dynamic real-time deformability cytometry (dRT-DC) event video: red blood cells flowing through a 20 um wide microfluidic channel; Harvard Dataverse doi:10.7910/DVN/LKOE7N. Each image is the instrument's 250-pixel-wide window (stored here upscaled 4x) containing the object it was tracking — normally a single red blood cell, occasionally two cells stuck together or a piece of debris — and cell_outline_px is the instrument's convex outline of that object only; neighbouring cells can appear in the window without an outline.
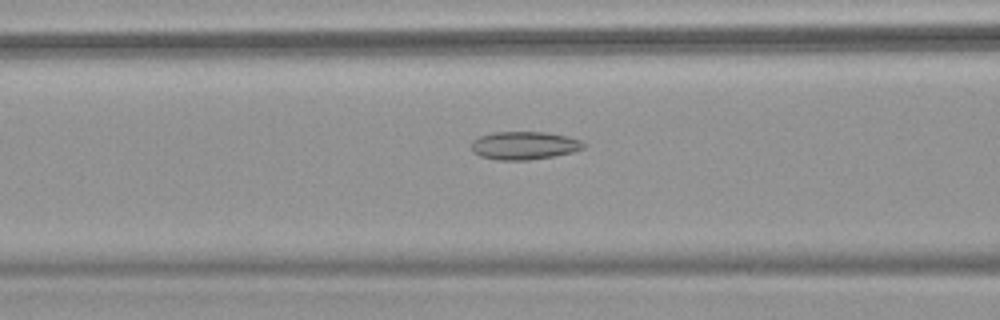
{"species": "common noctule bat (a hibernating species)", "species_latin": "Nyctalus noctula", "temperature_condition": "warm", "stored_images_in_passage": 54, "camera_frame_rate_fps": 3000, "um_per_image_px": 0.085, "animal": {"sex": "female", "body_mass_g": 18.4}, "frame": {"image": 1, "passage_image": 23, "time_ms": 7.333, "image_size_px": [1000, 320], "cell_outline_px": [[584, 148], [572, 152], [552, 156], [528, 160], [496, 160], [480, 156], [472, 152], [472, 140], [480, 136], [492, 132], [544, 132], [564, 136], [580, 140], [584, 144]], "centroid_in_image_um": [44.5, 12.37], "position_along_channel_um": 122.1, "area_um2": 18.21}}
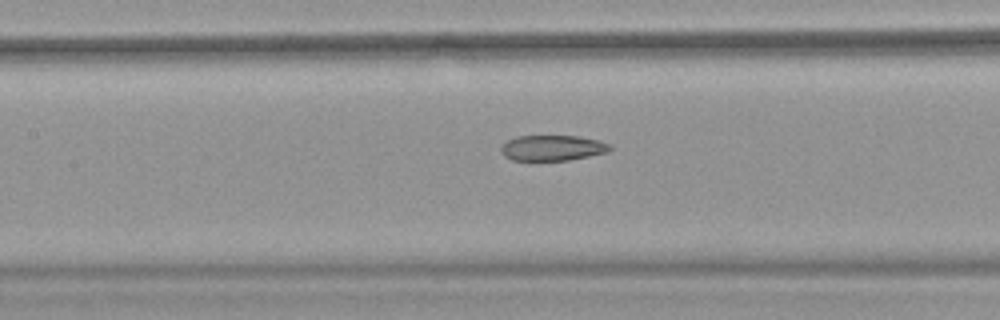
{"frame": {"image": 2, "passage_image": 26, "time_ms": 8.333, "image_size_px": [1000, 320], "cell_outline_px": [[612, 148], [608, 152], [568, 160], [512, 160], [504, 156], [500, 152], [500, 148], [508, 140], [516, 136], [580, 136], [600, 140], [612, 144]], "centroid_in_image_um": [46.98, 12.56], "position_along_channel_um": 160.4, "area_um2": 16.3}}
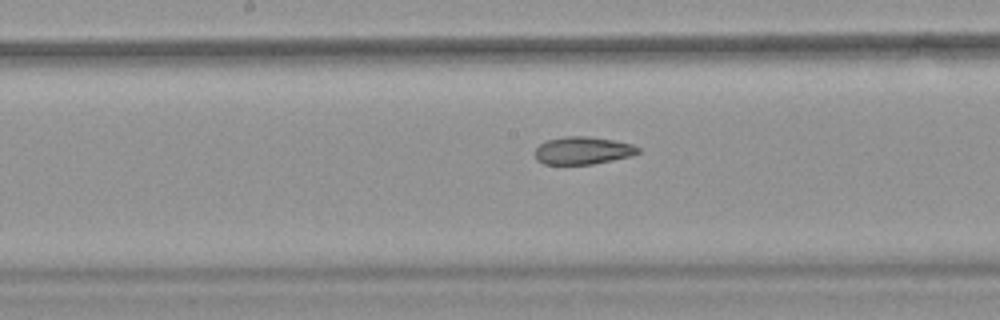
{"frame": {"image": 3, "passage_image": 29, "time_ms": 9.333, "image_size_px": [1000, 320], "cell_outline_px": [[640, 152], [632, 156], [592, 164], [544, 164], [536, 160], [532, 152], [540, 144], [548, 140], [564, 136], [588, 136], [612, 140], [632, 144], [640, 148]], "centroid_in_image_um": [49.51, 12.8], "position_along_channel_um": 198.7, "area_um2": 16.7}, "authors_computed_cell_mechanics": {"area_um2": 20.4901, "velocity_mm_per_s": 3.8335, "shape_relaxation_time_tau1_ms": null, "shape_relaxation_time_tau2_ms": 2.356, "deformation_change_tau1": null, "deformation_change_tau2": 0.0923}}